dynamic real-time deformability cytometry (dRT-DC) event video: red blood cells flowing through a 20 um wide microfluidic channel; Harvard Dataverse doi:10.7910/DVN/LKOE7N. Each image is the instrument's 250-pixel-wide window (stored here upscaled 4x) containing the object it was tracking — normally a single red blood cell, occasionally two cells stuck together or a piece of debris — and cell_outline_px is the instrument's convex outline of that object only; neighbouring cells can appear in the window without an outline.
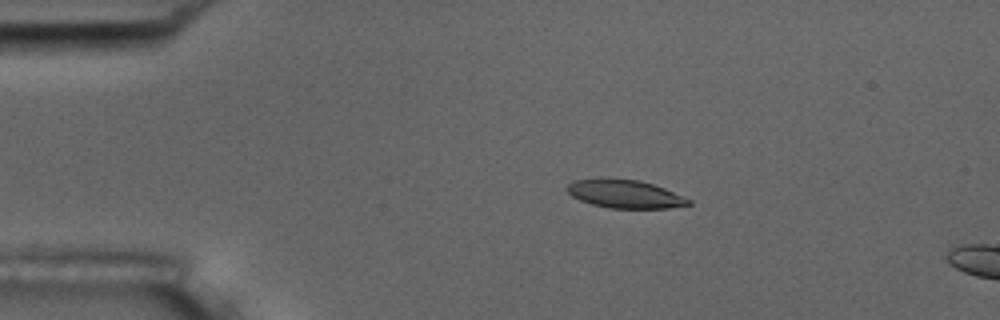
{"species": "common noctule bat (a hibernating species)", "species_latin": "Nyctalus noctula", "temperature_condition": "room temperature", "stored_images_in_passage": 6, "camera_frame_rate_fps": 3000, "um_per_image_px": 0.085, "animal": {"sex": "male", "body_mass_g": 17.5, "forearm_length_mm": 52.3}, "frame": {"image": 1, "passage_image": 4, "time_ms": 3.333, "image_size_px": [1000, 320], "cell_outline_px": [[692, 204], [668, 208], [608, 208], [592, 204], [580, 200], [572, 196], [564, 188], [572, 180], [600, 176], [640, 180], [664, 188], [692, 200]], "centroid_in_image_um": [53.05, 16.45], "position_along_channel_um": 32.0, "area_um2": 20.52}}